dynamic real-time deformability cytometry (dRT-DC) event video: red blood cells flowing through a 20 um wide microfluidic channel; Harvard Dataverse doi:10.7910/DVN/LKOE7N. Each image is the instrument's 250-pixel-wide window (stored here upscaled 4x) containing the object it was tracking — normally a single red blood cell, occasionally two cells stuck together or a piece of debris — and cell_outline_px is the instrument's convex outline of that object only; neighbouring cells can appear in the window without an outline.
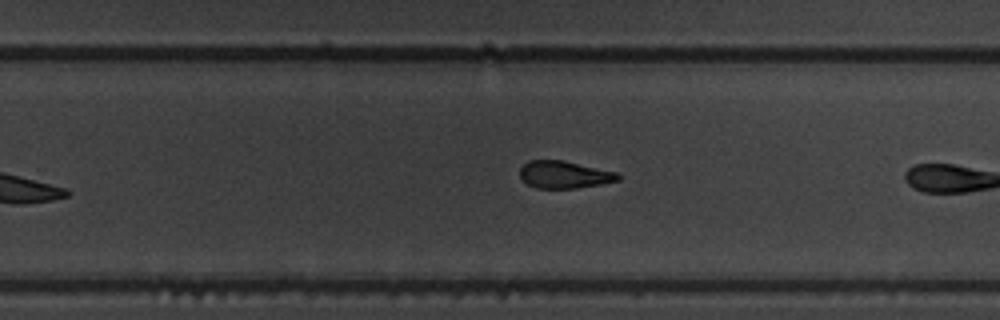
{"species": "common noctule bat (a hibernating species)", "species_latin": "Nyctalus noctula", "temperature_condition": "warm", "stored_images_in_passage": 9, "camera_frame_rate_fps": 3000, "um_per_image_px": 0.085, "animal": {"sex": "male", "body_mass_g": 19.5, "forearm_length_mm": 54.6}, "frame": {"image": 1, "passage_image": 8, "time_ms": 2.333, "image_size_px": [1000, 320], "cell_outline_px": [[620, 180], [600, 184], [576, 188], [536, 188], [528, 184], [520, 176], [520, 168], [528, 160], [564, 160], [616, 172], [620, 176]], "centroid_in_image_um": [47.96, 14.83], "position_along_channel_um": 281.8, "area_um2": 15.55}}